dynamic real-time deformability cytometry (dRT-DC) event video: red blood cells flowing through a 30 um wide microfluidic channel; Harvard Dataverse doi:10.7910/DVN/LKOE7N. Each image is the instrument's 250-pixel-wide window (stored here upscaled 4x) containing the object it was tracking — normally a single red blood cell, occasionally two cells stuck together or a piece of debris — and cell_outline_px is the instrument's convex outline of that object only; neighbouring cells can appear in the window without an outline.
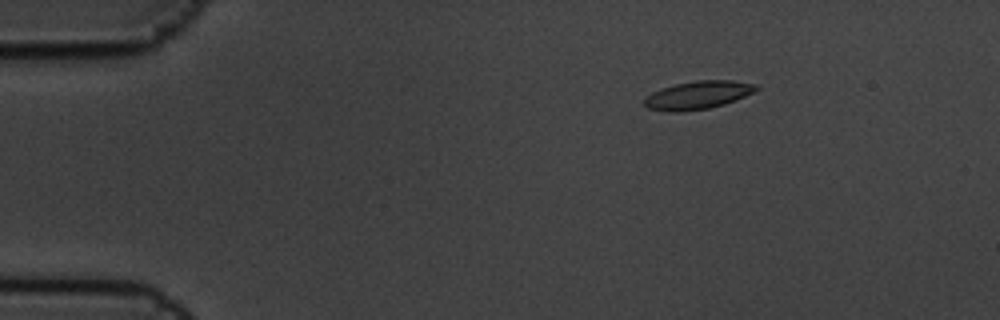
{"species": "common noctule bat (a hibernating species)", "species_latin": "Nyctalus noctula", "temperature_condition": "cold", "stored_images_in_passage": 3, "camera_frame_rate_fps": 3000, "um_per_image_px": 0.085, "animal": {"sex": "male", "body_mass_g": 19.5, "forearm_length_mm": 54.6}, "frame": {"image": 1, "passage_image": 1, "time_ms": 0.0, "image_size_px": [1000, 320], "cell_outline_px": [[760, 88], [736, 100], [724, 104], [708, 108], [680, 112], [672, 112], [648, 108], [644, 104], [644, 100], [652, 92], [660, 88], [676, 84], [696, 80], [732, 80], [756, 84]], "centroid_in_image_um": [59.32, 8.07], "position_along_channel_um": 25.7, "area_um2": 18.21}}